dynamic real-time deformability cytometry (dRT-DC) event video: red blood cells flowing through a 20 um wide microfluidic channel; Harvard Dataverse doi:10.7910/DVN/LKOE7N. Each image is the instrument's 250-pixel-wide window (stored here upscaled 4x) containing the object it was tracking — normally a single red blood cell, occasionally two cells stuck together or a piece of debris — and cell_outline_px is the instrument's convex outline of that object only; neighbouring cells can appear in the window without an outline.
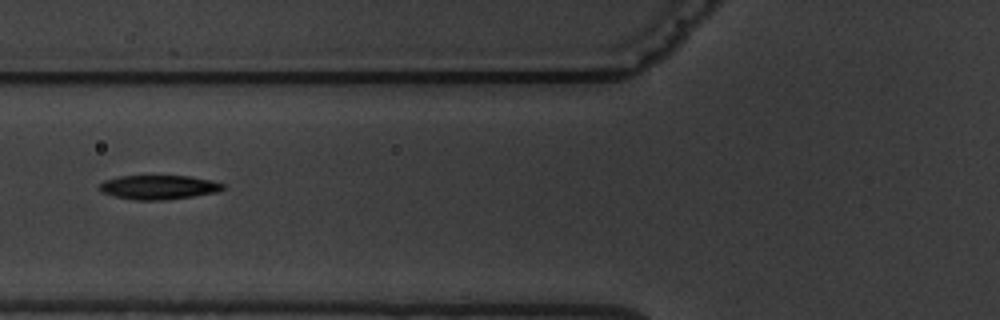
{"species": "common noctule bat (a hibernating species)", "species_latin": "Nyctalus noctula", "temperature_condition": "warm", "stored_images_in_passage": 3, "camera_frame_rate_fps": 3000, "um_per_image_px": 0.085, "animal": {"sex": "male", "body_mass_g": 19.5, "forearm_length_mm": 54.6}, "frame": {"image": 1, "passage_image": 2, "time_ms": 1.333, "image_size_px": [1000, 320], "cell_outline_px": [[224, 188], [220, 192], [168, 200], [132, 200], [112, 196], [100, 192], [100, 184], [104, 180], [116, 176], [188, 176], [212, 180], [224, 184]], "centroid_in_image_um": [13.48, 15.92], "position_along_channel_um": 112.3, "area_um2": 17.69}}